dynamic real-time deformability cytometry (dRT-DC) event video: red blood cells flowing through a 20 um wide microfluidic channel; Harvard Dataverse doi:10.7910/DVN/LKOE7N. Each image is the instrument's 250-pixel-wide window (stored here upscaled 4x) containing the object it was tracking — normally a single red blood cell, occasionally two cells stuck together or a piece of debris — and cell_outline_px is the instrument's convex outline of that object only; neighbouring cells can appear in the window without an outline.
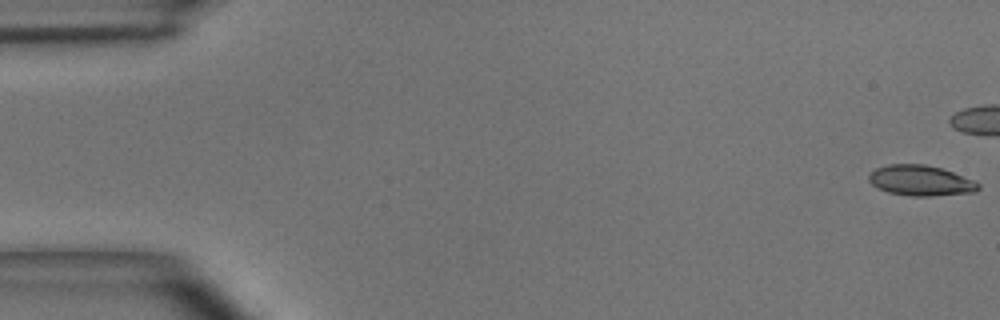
{"species": "common noctule bat (a hibernating species)", "species_latin": "Nyctalus noctula", "temperature_condition": "room temperature", "stored_images_in_passage": 39, "camera_frame_rate_fps": 3000, "um_per_image_px": 0.085, "animal": {"sex": "male", "body_mass_g": 15.6}, "frame": {"image": 1, "passage_image": 1, "time_ms": 0.0, "image_size_px": [1000, 320], "cell_outline_px": [[980, 188], [976, 192], [932, 196], [912, 196], [888, 192], [876, 188], [868, 180], [868, 176], [876, 168], [888, 164], [924, 164], [940, 168], [976, 180], [980, 184]], "centroid_in_image_um": [78.27, 15.35], "position_along_channel_um": 6.7, "area_um2": 19.54}}